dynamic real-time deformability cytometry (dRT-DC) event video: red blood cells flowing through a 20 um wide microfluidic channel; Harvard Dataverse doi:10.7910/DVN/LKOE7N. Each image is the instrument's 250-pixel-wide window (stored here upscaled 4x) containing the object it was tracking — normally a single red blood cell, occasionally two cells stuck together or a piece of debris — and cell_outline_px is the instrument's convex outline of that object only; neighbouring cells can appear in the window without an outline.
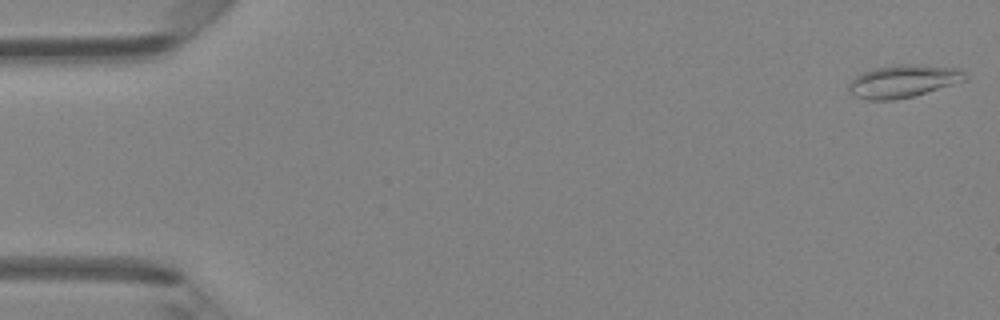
{"species": "Egyptian fruit bat (a non-hibernating species)", "species_latin": "Rousettus aegyptiacus", "temperature_condition": "room temperature", "stored_images_in_passage": 14, "camera_frame_rate_fps": 3000, "um_per_image_px": 0.085, "animal": {"sex": "female"}, "frame": {"image": 1, "passage_image": 1, "time_ms": 0.0, "image_size_px": [1000, 320], "cell_outline_px": [[968, 80], [916, 96], [892, 100], [864, 100], [852, 96], [848, 92], [848, 84], [856, 76], [872, 68], [900, 64], [912, 64], [960, 68], [968, 76]], "centroid_in_image_um": [76.78, 6.91], "position_along_channel_um": 8.2, "area_um2": 22.6}}
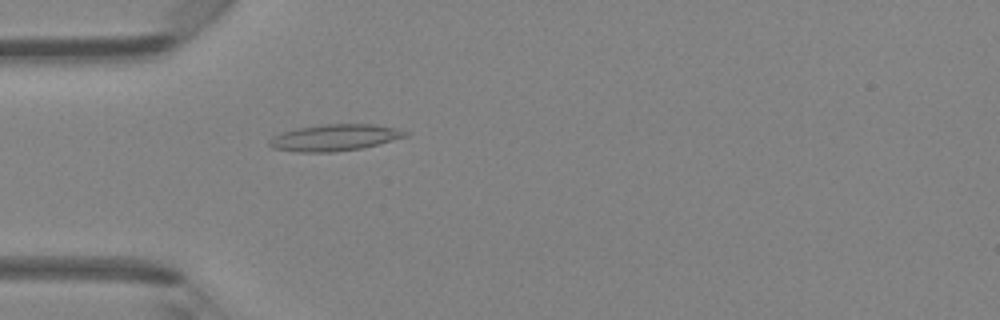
{"frame": {"image": 2, "passage_image": 14, "time_ms": 4.333, "image_size_px": [1000, 320], "cell_outline_px": [[408, 136], [360, 148], [332, 152], [296, 152], [272, 148], [268, 144], [268, 140], [272, 136], [296, 128], [324, 124], [372, 124], [396, 128], [408, 132]], "centroid_in_image_um": [28.4, 11.69], "position_along_channel_um": 56.6, "area_um2": 20.87}}